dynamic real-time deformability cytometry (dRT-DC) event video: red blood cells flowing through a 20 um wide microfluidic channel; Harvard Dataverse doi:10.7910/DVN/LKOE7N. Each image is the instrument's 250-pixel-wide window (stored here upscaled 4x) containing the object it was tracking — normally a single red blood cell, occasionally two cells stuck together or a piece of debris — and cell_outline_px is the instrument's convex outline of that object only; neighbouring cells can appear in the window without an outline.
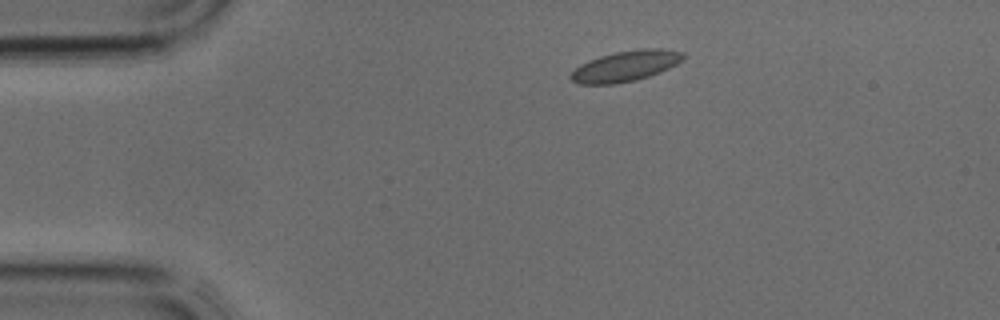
{"species": "common noctule bat (a hibernating species)", "species_latin": "Nyctalus noctula", "temperature_condition": "cold", "stored_images_in_passage": 33, "camera_frame_rate_fps": 3000, "um_per_image_px": 0.085, "animal": {"sex": "male", "body_mass_g": 17.9, "forearm_length_mm": 54.2}, "frame": {"image": 1, "passage_image": 1, "time_ms": 0.0, "image_size_px": [1000, 320], "cell_outline_px": [[684, 56], [676, 64], [660, 72], [636, 80], [612, 84], [580, 84], [572, 80], [568, 76], [580, 64], [588, 60], [600, 56], [616, 52], [640, 48], [660, 48], [684, 52]], "centroid_in_image_um": [53.15, 5.61], "position_along_channel_um": 31.8, "area_um2": 19.94}}
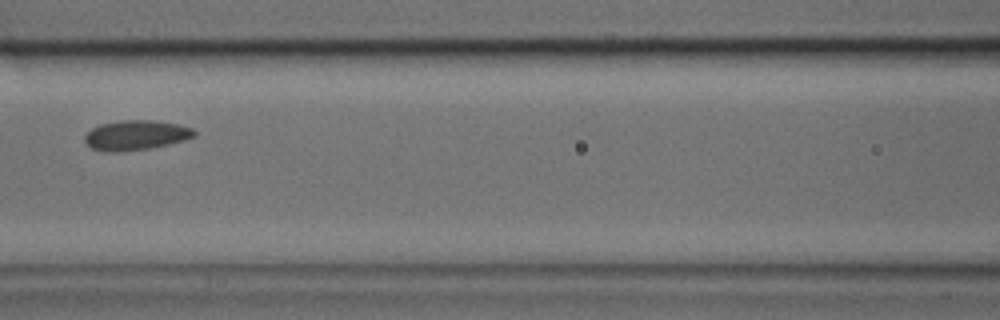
{"frame": {"image": 2, "passage_image": 11, "time_ms": 3.333, "image_size_px": [1000, 320], "cell_outline_px": [[196, 136], [184, 140], [168, 144], [148, 148], [120, 152], [104, 152], [92, 148], [84, 140], [84, 136], [92, 128], [100, 124], [120, 120], [148, 120], [176, 124], [192, 128], [196, 132]], "centroid_in_image_um": [11.52, 11.49], "position_along_channel_um": 155.1, "area_um2": 18.9}}
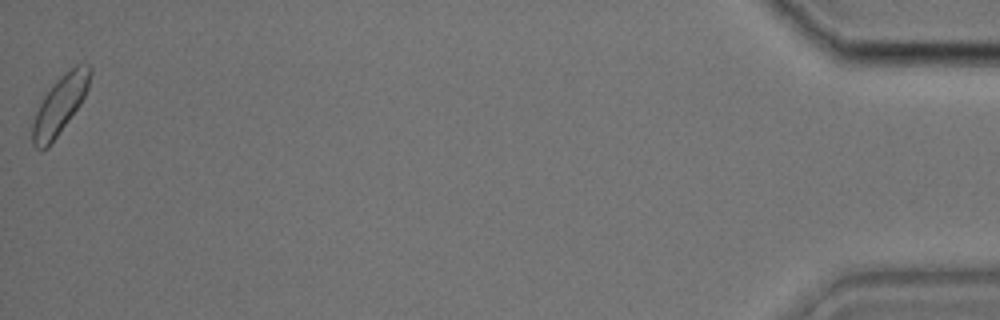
{"frame": {"image": 3, "passage_image": 33, "time_ms": 10.667, "image_size_px": [1000, 320], "cell_outline_px": [[92, 72], [88, 88], [80, 104], [48, 148], [40, 152], [32, 144], [32, 124], [36, 112], [44, 96], [56, 80], [64, 72], [76, 64], [88, 64], [92, 68]], "centroid_in_image_um": [5.09, 8.92], "position_along_channel_um": 430.1, "area_um2": 19.42}}